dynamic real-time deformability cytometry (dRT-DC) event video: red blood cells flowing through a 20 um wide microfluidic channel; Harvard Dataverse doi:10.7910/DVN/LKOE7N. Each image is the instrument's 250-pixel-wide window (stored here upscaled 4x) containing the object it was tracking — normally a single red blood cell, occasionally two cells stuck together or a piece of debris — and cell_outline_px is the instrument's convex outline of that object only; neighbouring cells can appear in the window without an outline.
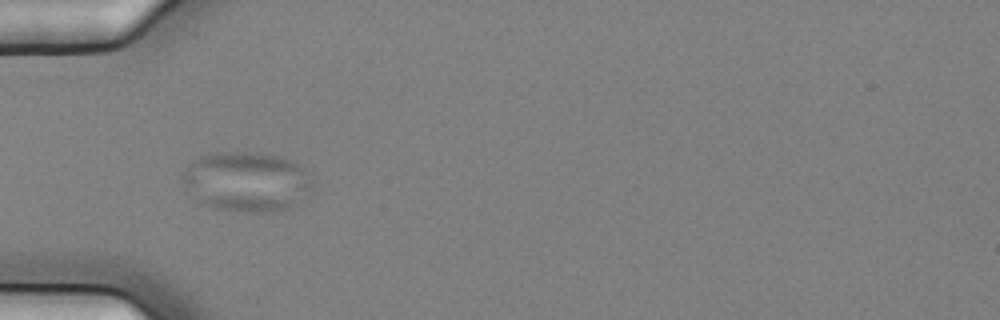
{"species": "common noctule bat (a hibernating species)", "species_latin": "Nyctalus noctula", "temperature_condition": "cold", "stored_images_in_passage": 6, "camera_frame_rate_fps": 3000, "um_per_image_px": 0.085, "animal": {"sex": "female", "body_mass_g": 25.1}, "frame": {"image": 1, "passage_image": 5, "time_ms": 1.333, "image_size_px": [1000, 320], "cell_outline_px": [[312, 188], [300, 200], [284, 208], [268, 212], [248, 212], [212, 208], [200, 204], [192, 196], [184, 184], [180, 176], [192, 160], [200, 156], [216, 152], [260, 152], [284, 156], [296, 160], [308, 172], [312, 184]], "centroid_in_image_um": [20.94, 15.4], "position_along_channel_um": 64.1, "area_um2": 45.78}}
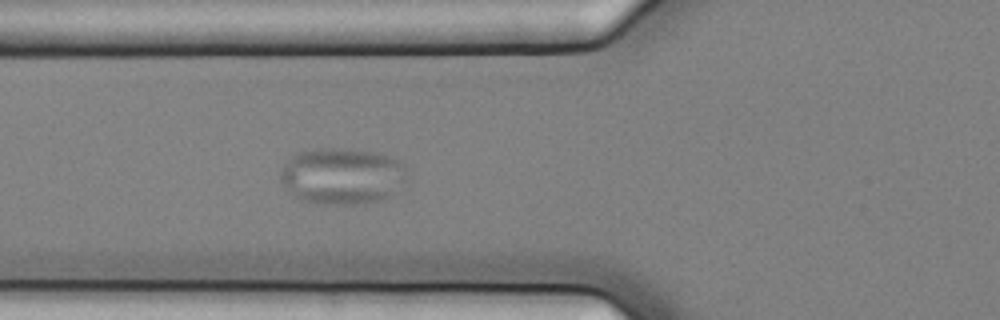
{"frame": {"image": 2, "passage_image": 6, "time_ms": 1.667, "image_size_px": [1000, 320], "cell_outline_px": [[408, 180], [384, 200], [352, 204], [324, 204], [300, 200], [280, 180], [280, 172], [284, 164], [296, 152], [320, 148], [332, 148], [372, 152], [392, 156], [400, 160], [404, 164]], "centroid_in_image_um": [29.11, 14.96], "position_along_channel_um": 96.7, "area_um2": 41.62}}